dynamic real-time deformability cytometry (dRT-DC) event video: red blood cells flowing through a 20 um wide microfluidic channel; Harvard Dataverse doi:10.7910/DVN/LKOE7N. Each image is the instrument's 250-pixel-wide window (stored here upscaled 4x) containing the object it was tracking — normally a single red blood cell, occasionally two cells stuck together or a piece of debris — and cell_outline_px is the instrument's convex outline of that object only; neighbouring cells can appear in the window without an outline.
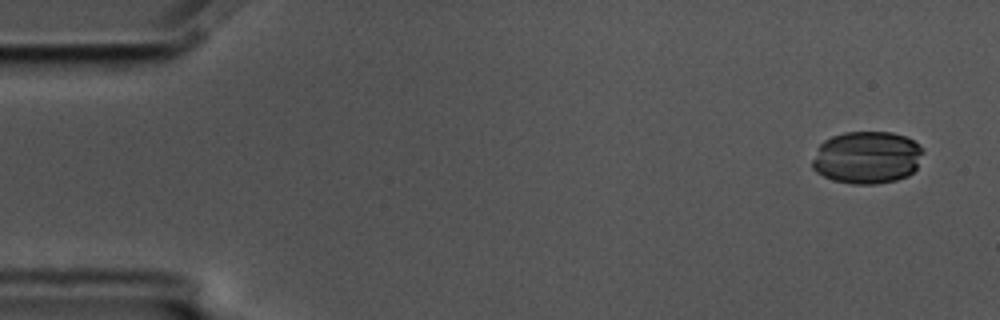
{"species": "common noctule bat (a hibernating species)", "species_latin": "Nyctalus noctula", "temperature_condition": "cold", "stored_images_in_passage": 56, "camera_frame_rate_fps": 3000, "um_per_image_px": 0.085, "animal": {"sex": "male", "body_mass_g": 17.5, "forearm_length_mm": 52.3}, "frame": {"image": 1, "passage_image": 1, "time_ms": 0.0, "image_size_px": [1000, 320], "cell_outline_px": [[924, 152], [916, 168], [908, 176], [896, 180], [876, 184], [852, 184], [832, 180], [816, 172], [812, 168], [812, 160], [820, 144], [824, 140], [832, 136], [844, 132], [892, 132], [904, 136], [912, 140]], "centroid_in_image_um": [73.67, 13.39], "position_along_channel_um": 11.3, "area_um2": 33.87}}